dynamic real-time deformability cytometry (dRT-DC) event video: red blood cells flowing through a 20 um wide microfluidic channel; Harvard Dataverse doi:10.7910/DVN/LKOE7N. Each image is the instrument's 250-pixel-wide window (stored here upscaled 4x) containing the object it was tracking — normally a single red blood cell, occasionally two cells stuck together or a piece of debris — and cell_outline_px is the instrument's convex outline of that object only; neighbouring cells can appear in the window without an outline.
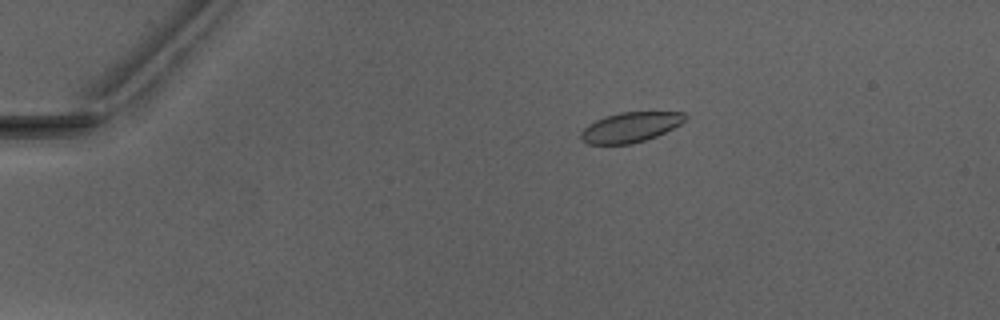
{"species": "Egyptian fruit bat (a non-hibernating species)", "species_latin": "Rousettus aegyptiacus", "temperature_condition": "warm", "stored_images_in_passage": 47, "camera_frame_rate_fps": 3000, "um_per_image_px": 0.085, "animal": {"sex": "male"}, "frame": {"image": 1, "passage_image": 6, "time_ms": 1.667, "image_size_px": [1000, 320], "cell_outline_px": [[688, 116], [680, 124], [656, 136], [632, 144], [588, 144], [580, 140], [580, 132], [588, 124], [604, 116], [620, 112], [684, 112]], "centroid_in_image_um": [53.54, 10.81], "position_along_channel_um": 31.5, "area_um2": 18.21}}
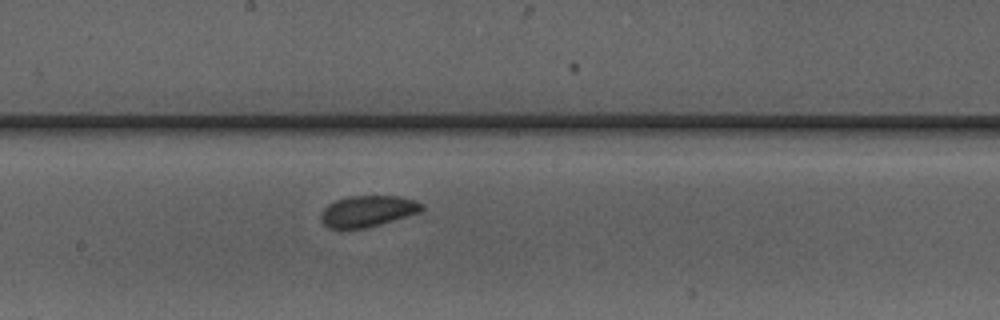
{"frame": {"image": 2, "passage_image": 25, "time_ms": 8.0, "image_size_px": [1000, 320], "cell_outline_px": [[424, 208], [420, 212], [380, 224], [364, 228], [328, 228], [320, 220], [320, 212], [328, 204], [336, 200], [348, 196], [396, 196], [412, 200], [424, 204]], "centroid_in_image_um": [31.21, 17.94], "position_along_channel_um": 217.0, "area_um2": 18.21}}
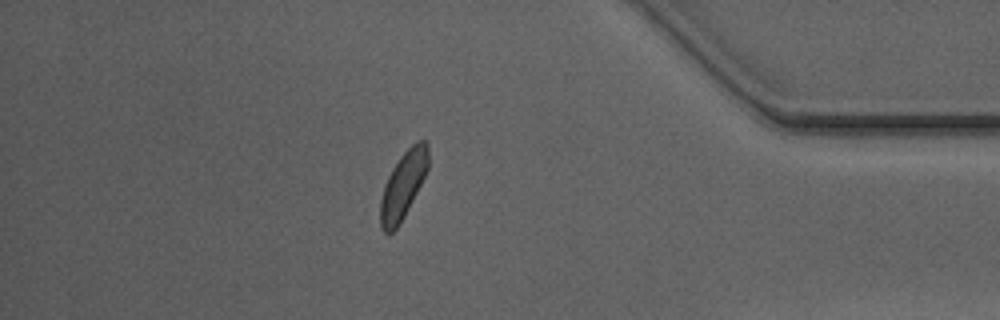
{"frame": {"image": 3, "passage_image": 41, "time_ms": 13.333, "image_size_px": [1000, 320], "cell_outline_px": [[428, 168], [404, 216], [396, 228], [392, 232], [384, 232], [380, 224], [380, 200], [384, 184], [392, 168], [400, 156], [416, 140], [424, 140], [428, 144]], "centroid_in_image_um": [34.25, 15.7], "position_along_channel_um": 401.0, "area_um2": 18.38}, "authors_computed_cell_mechanics": {"area_um2": 18.496, "velocity_mm_per_s": 4.0516, "shape_relaxation_time_tau1_ms": 2.1171, "shape_relaxation_time_tau2_ms": 6.3818, "deformation_change_tau1": 0.0612, "deformation_change_tau2": 0.0702}}